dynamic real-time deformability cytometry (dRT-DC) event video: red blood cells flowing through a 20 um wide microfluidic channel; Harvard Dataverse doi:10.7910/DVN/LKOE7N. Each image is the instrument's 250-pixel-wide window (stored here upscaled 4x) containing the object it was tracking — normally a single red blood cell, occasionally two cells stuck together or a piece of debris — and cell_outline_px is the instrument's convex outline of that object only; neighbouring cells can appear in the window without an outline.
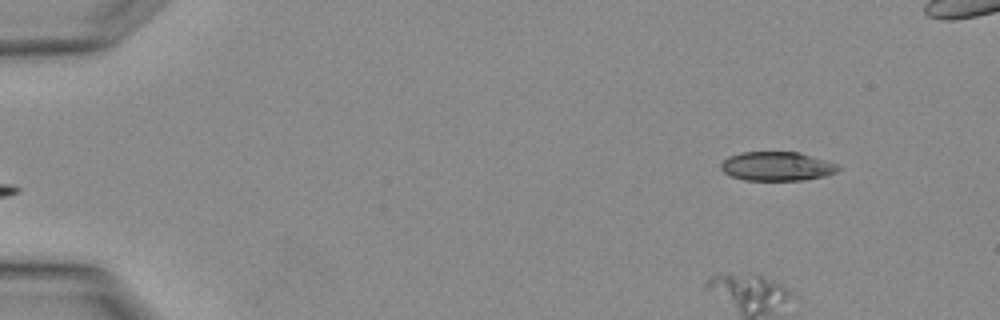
{"species": "Egyptian fruit bat (a non-hibernating species)", "species_latin": "Rousettus aegyptiacus", "temperature_condition": "warm", "stored_images_in_passage": 2, "camera_frame_rate_fps": 3000, "um_per_image_px": 0.085, "animal": {"sex": "female"}, "frame": {"image": 1, "passage_image": 1, "time_ms": 0.0, "image_size_px": [1000, 320], "cell_outline_px": [[840, 168], [836, 172], [824, 176], [804, 180], [744, 180], [732, 176], [724, 172], [720, 168], [720, 164], [728, 156], [740, 152], [800, 152], [840, 164]], "centroid_in_image_um": [66.05, 14.13], "position_along_channel_um": 18.9, "area_um2": 20.0}}